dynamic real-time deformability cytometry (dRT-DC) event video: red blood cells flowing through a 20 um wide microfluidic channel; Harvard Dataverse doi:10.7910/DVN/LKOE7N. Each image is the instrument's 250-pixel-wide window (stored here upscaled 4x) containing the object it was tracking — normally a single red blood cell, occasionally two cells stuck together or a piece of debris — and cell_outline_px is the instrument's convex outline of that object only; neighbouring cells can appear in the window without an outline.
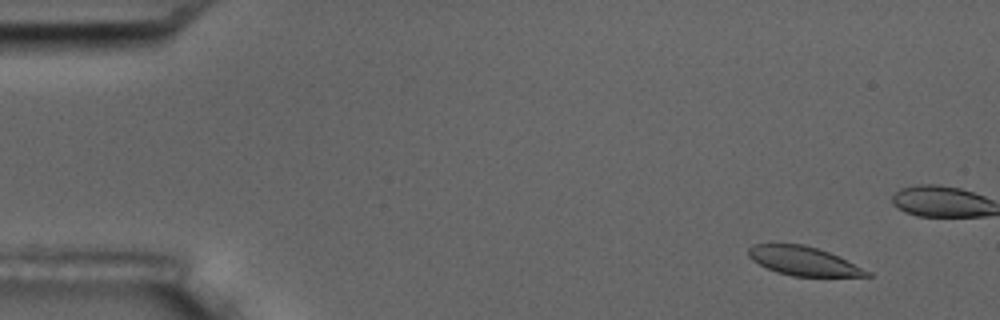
{"species": "common noctule bat (a hibernating species)", "species_latin": "Nyctalus noctula", "temperature_condition": "room temperature", "stored_images_in_passage": 5, "camera_frame_rate_fps": 3000, "um_per_image_px": 0.085, "animal": {"sex": "male", "body_mass_g": 17.5, "forearm_length_mm": 52.3}, "frame": {"image": 1, "passage_image": 1, "time_ms": 0.0, "image_size_px": [1000, 320], "cell_outline_px": [[872, 276], [792, 276], [776, 272], [752, 260], [748, 256], [748, 248], [752, 244], [804, 244], [828, 252], [872, 272]], "centroid_in_image_um": [68.27, 22.19], "position_along_channel_um": 16.7, "area_um2": 19.71}}